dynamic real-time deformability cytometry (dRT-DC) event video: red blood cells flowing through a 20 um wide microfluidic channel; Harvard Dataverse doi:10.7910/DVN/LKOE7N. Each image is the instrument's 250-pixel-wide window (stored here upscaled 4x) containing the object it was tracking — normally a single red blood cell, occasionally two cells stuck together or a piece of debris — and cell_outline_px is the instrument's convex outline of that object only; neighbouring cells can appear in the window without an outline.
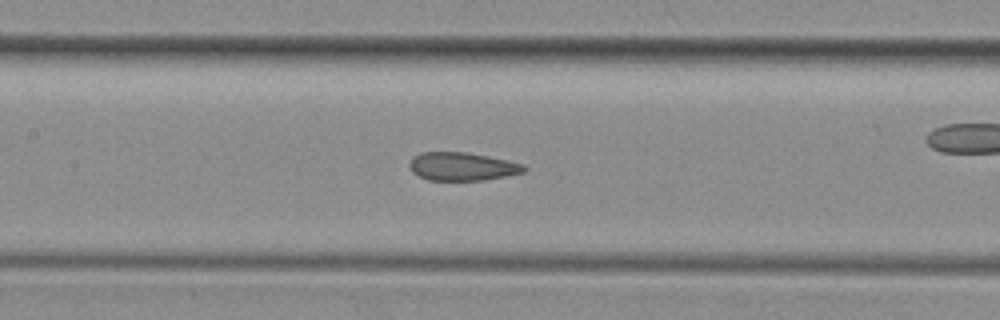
{"species": "common noctule bat (a hibernating species)", "species_latin": "Nyctalus noctula", "temperature_condition": "room temperature", "stored_images_in_passage": 30, "camera_frame_rate_fps": 3000, "um_per_image_px": 0.085, "animal": {"sex": "female", "body_mass_g": 29.2, "forearm_length_mm": 56.3}, "frame": {"image": 1, "passage_image": 9, "time_ms": 2.667, "image_size_px": [1000, 320], "cell_outline_px": [[528, 168], [524, 172], [484, 180], [428, 180], [412, 172], [408, 168], [408, 164], [420, 152], [468, 152], [508, 160], [524, 164]], "centroid_in_image_um": [39.3, 14.15], "position_along_channel_um": 168.1, "area_um2": 18.84}}
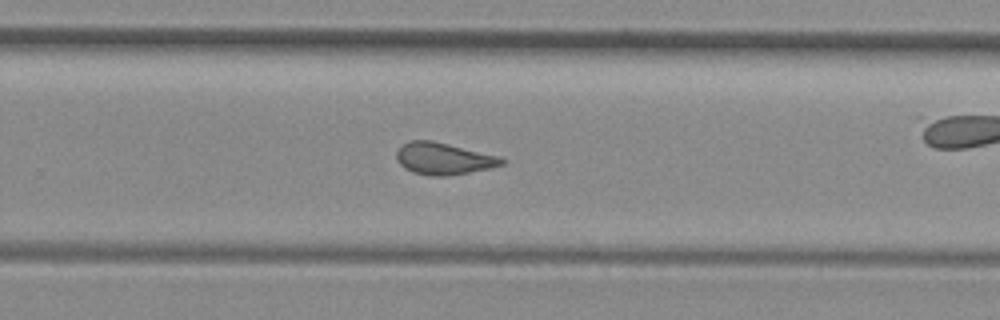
{"frame": {"image": 2, "passage_image": 18, "time_ms": 5.667, "image_size_px": [1000, 320], "cell_outline_px": [[504, 164], [488, 168], [448, 176], [432, 176], [412, 172], [404, 168], [396, 160], [396, 152], [404, 144], [412, 140], [432, 140], [496, 156], [504, 160]], "centroid_in_image_um": [37.63, 13.49], "position_along_channel_um": 292.2, "area_um2": 19.13}, "authors_computed_cell_mechanics": {"area_um2": 19.1607, "velocity_mm_per_s": 4.1424, "shape_relaxation_time_tau1_ms": null, "shape_relaxation_time_tau2_ms": 1.7707, "deformation_change_tau1": null, "deformation_change_tau2": 0.1062}}